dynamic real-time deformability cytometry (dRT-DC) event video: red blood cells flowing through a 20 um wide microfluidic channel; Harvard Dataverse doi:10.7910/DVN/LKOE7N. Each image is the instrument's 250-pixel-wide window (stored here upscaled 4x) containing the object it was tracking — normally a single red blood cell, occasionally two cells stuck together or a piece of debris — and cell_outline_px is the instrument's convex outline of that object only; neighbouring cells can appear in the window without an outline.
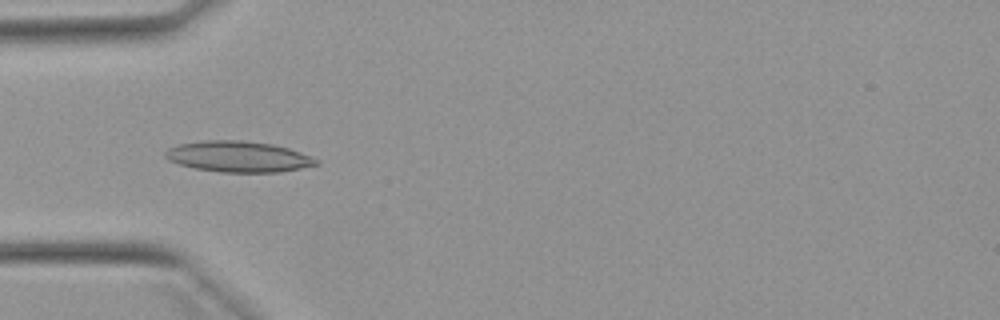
{"species": "Egyptian fruit bat (a non-hibernating species)", "species_latin": "Rousettus aegyptiacus", "temperature_condition": "warm", "stored_images_in_passage": 48, "camera_frame_rate_fps": 3000, "um_per_image_px": 0.085, "animal": {"sex": "female"}, "frame": {"image": 1, "passage_image": 12, "time_ms": 3.667, "image_size_px": [1000, 320], "cell_outline_px": [[320, 164], [280, 172], [220, 172], [196, 168], [180, 164], [168, 160], [164, 156], [164, 152], [168, 148], [180, 144], [204, 140], [240, 140], [272, 144], [288, 148], [300, 152], [316, 160]], "centroid_in_image_um": [20.22, 13.31], "position_along_channel_um": 64.8, "area_um2": 26.93}}
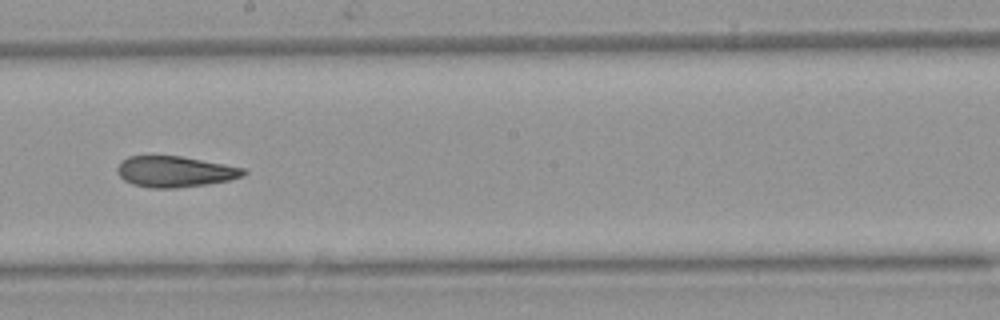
{"frame": {"image": 2, "passage_image": 25, "time_ms": 8.0, "image_size_px": [1000, 320], "cell_outline_px": [[248, 172], [244, 176], [228, 180], [208, 184], [176, 188], [152, 188], [132, 184], [124, 180], [116, 172], [116, 168], [120, 160], [128, 156], [180, 156], [224, 164], [244, 168]], "centroid_in_image_um": [14.84, 14.59], "position_along_channel_um": 233.4, "area_um2": 22.83}}
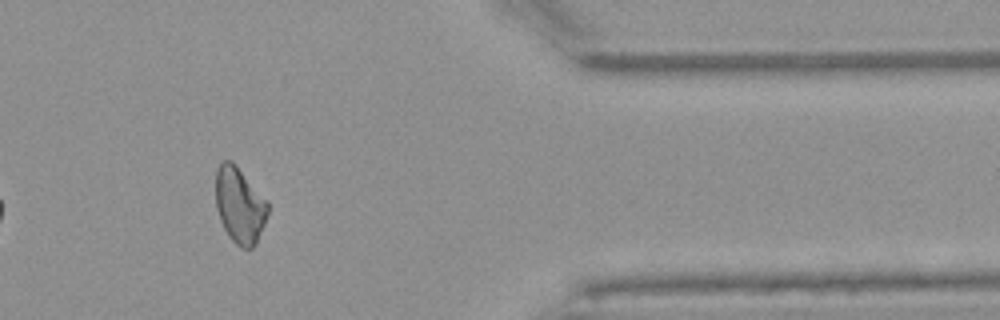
{"frame": {"image": 3, "passage_image": 39, "time_ms": 12.667, "image_size_px": [1000, 320], "cell_outline_px": [[268, 212], [264, 224], [256, 244], [252, 248], [244, 248], [236, 244], [228, 236], [220, 220], [216, 208], [216, 172], [220, 164], [224, 160], [232, 160], [236, 164], [268, 200]], "centroid_in_image_um": [20.38, 17.43], "position_along_channel_um": 391.0, "area_um2": 23.18}, "authors_computed_cell_mechanics": {"area_um2": 23.5535, "velocity_mm_per_s": 3.9089, "shape_relaxation_time_tau1_ms": null, "shape_relaxation_time_tau2_ms": 4.5113, "deformation_change_tau1": null, "deformation_change_tau2": 0.1335}}